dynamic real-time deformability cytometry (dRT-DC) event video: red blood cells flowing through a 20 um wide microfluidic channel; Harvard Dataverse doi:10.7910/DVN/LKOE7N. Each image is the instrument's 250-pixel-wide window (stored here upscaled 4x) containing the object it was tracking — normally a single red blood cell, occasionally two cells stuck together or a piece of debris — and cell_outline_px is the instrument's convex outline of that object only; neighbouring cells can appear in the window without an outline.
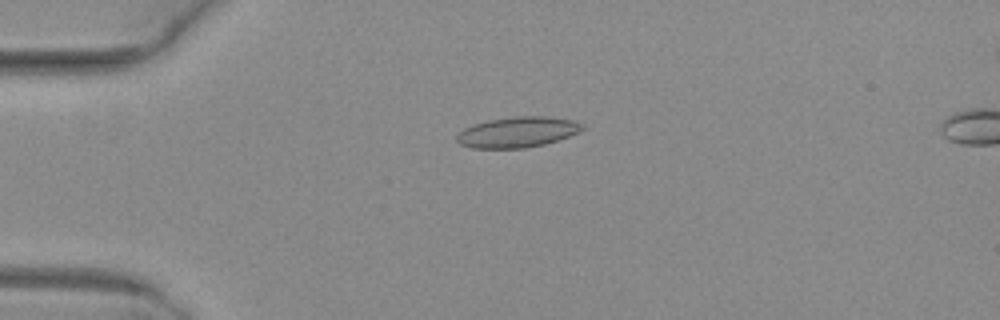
{"species": "common noctule bat (a hibernating species)", "species_latin": "Nyctalus noctula", "temperature_condition": "warm", "stored_images_in_passage": 47, "camera_frame_rate_fps": 3000, "um_per_image_px": 0.085, "animal": {"sex": "female", "body_mass_g": 29.2, "forearm_length_mm": 56.3}, "frame": {"image": 1, "passage_image": 8, "time_ms": 2.333, "image_size_px": [1000, 320], "cell_outline_px": [[584, 128], [580, 132], [544, 144], [524, 148], [472, 148], [460, 144], [456, 140], [456, 136], [464, 128], [472, 124], [488, 120], [516, 116], [548, 116], [576, 120], [584, 124]], "centroid_in_image_um": [44.0, 11.22], "position_along_channel_um": 41.0, "area_um2": 22.48}}
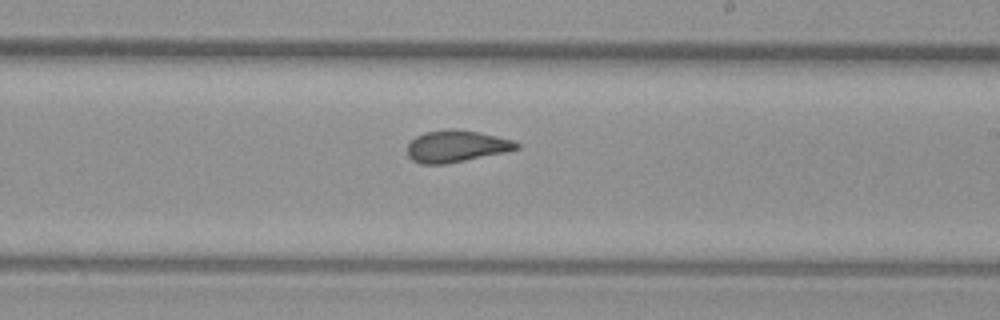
{"frame": {"image": 2, "passage_image": 26, "time_ms": 8.333, "image_size_px": [1000, 320], "cell_outline_px": [[520, 148], [504, 152], [444, 164], [420, 164], [412, 160], [408, 156], [408, 144], [416, 136], [424, 132], [448, 128], [476, 132], [496, 136], [512, 140], [520, 144]], "centroid_in_image_um": [38.75, 12.43], "position_along_channel_um": 250.3, "area_um2": 20.0}}
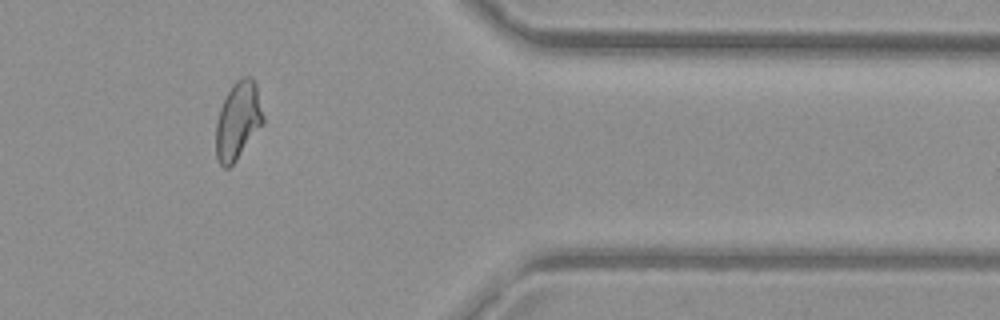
{"frame": {"image": 3, "passage_image": 38, "time_ms": 12.333, "image_size_px": [1000, 320], "cell_outline_px": [[264, 124], [236, 160], [228, 168], [224, 168], [220, 164], [216, 156], [216, 120], [220, 108], [232, 84], [236, 80], [244, 76], [252, 76], [256, 84], [264, 116]], "centroid_in_image_um": [20.24, 10.24], "position_along_channel_um": 391.2, "area_um2": 21.5}, "authors_computed_cell_mechanics": {"area_um2": 21.097, "velocity_mm_per_s": 4.0346, "shape_relaxation_time_tau1_ms": null, "shape_relaxation_time_tau2_ms": 1.217, "deformation_change_tau1": null, "deformation_change_tau2": 0.0789}}